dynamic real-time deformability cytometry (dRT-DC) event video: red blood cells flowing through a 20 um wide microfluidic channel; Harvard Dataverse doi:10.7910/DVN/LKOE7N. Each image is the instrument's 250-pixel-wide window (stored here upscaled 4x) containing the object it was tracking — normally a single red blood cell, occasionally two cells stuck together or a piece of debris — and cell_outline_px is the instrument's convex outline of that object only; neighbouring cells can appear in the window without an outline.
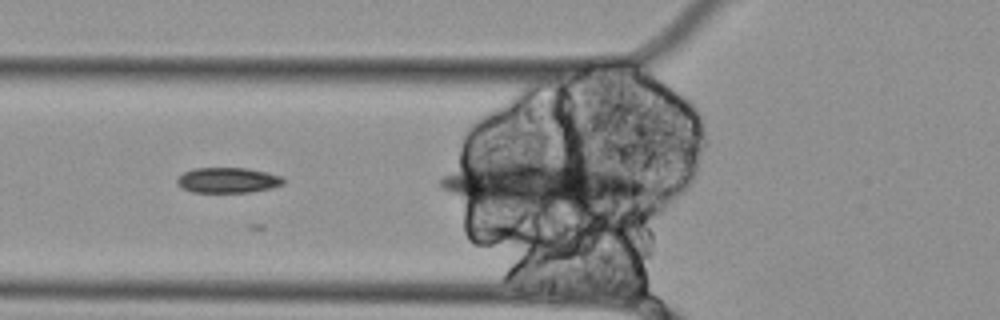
{"species": "Egyptian fruit bat (a non-hibernating species)", "species_latin": "Rousettus aegyptiacus", "temperature_condition": "cold", "stored_images_in_passage": 7, "segment_of_instrument_passage": [2, 2], "camera_frame_rate_fps": 3000, "um_per_image_px": 0.085, "animal": {"sex": "female"}, "frame": {"image": 1, "passage_image": 2, "time_ms": 0.333, "image_size_px": [1000, 320], "cell_outline_px": [[284, 184], [272, 188], [248, 192], [192, 192], [176, 184], [176, 180], [184, 172], [192, 168], [248, 168], [280, 176], [284, 180]], "centroid_in_image_um": [19.35, 15.32], "position_along_channel_um": 106.5, "area_um2": 15.61}}